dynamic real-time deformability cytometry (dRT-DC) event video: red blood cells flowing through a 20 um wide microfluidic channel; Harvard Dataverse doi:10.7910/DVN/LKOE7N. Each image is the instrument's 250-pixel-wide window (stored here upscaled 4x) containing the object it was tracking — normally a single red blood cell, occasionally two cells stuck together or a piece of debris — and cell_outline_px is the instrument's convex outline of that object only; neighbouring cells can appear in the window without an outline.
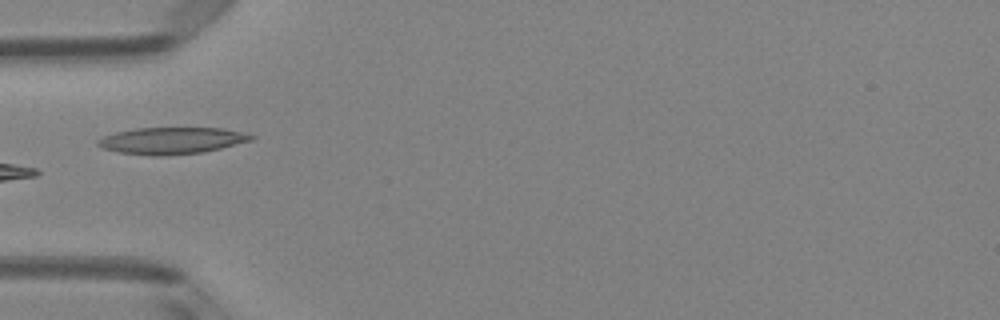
{"species": "Egyptian fruit bat (a non-hibernating species)", "species_latin": "Rousettus aegyptiacus", "temperature_condition": "room temperature", "stored_images_in_passage": 6, "camera_frame_rate_fps": 3000, "um_per_image_px": 0.085, "animal": {"sex": "female"}, "frame": {"image": 1, "passage_image": 5, "time_ms": 1.333, "image_size_px": [1000, 320], "cell_outline_px": [[256, 136], [252, 140], [204, 152], [164, 156], [152, 156], [120, 152], [104, 148], [96, 144], [96, 140], [104, 136], [116, 132], [136, 128], [220, 128], [240, 132]], "centroid_in_image_um": [14.57, 11.96], "position_along_channel_um": 70.4, "area_um2": 23.7}}
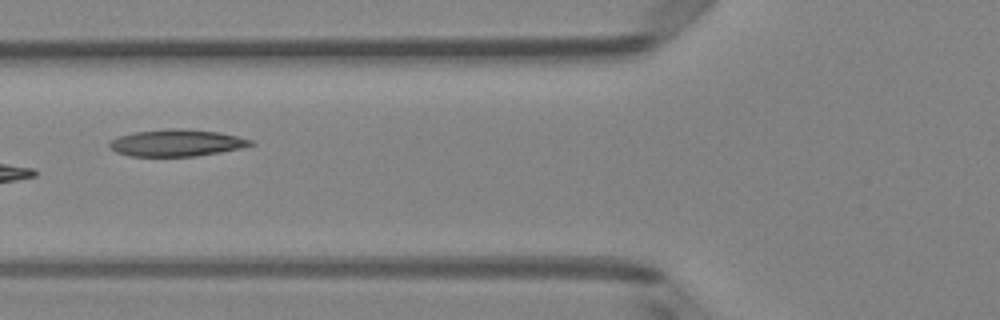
{"frame": {"image": 2, "passage_image": 6, "time_ms": 1.667, "image_size_px": [1000, 320], "cell_outline_px": [[256, 144], [240, 148], [220, 152], [196, 156], [132, 156], [116, 152], [108, 148], [108, 140], [132, 132], [172, 128], [176, 128], [216, 132], [236, 136], [252, 140]], "centroid_in_image_um": [14.95, 12.15], "position_along_channel_um": 110.8, "area_um2": 22.02}}